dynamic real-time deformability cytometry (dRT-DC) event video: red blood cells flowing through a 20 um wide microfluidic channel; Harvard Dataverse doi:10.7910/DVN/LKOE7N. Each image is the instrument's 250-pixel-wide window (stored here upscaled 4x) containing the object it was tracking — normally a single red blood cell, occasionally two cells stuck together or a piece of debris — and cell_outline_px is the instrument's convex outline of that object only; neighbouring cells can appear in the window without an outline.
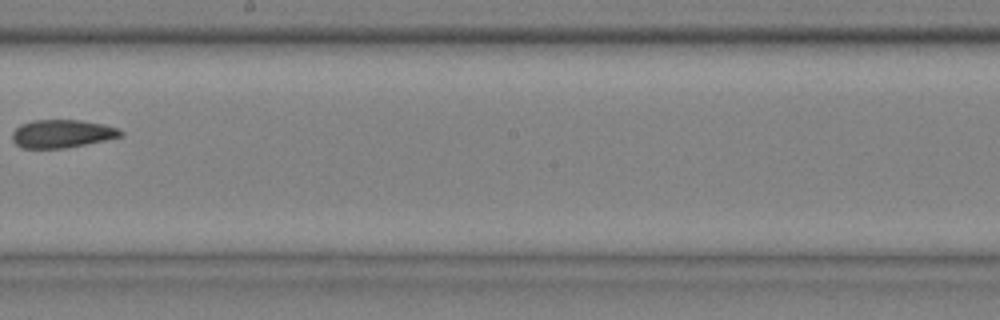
{"species": "common noctule bat (a hibernating species)", "species_latin": "Nyctalus noctula", "temperature_condition": "cold", "stored_images_in_passage": 9, "camera_frame_rate_fps": 3000, "um_per_image_px": 0.085, "animal": {"sex": "male", "body_mass_g": 20.4}, "frame": {"image": 1, "passage_image": 9, "time_ms": 2.667, "image_size_px": [1000, 320], "cell_outline_px": [[124, 136], [64, 148], [20, 148], [12, 140], [12, 132], [20, 124], [32, 120], [80, 120], [104, 124], [120, 128], [124, 132]], "centroid_in_image_um": [5.28, 11.35], "position_along_channel_um": 242.9, "area_um2": 17.86}}